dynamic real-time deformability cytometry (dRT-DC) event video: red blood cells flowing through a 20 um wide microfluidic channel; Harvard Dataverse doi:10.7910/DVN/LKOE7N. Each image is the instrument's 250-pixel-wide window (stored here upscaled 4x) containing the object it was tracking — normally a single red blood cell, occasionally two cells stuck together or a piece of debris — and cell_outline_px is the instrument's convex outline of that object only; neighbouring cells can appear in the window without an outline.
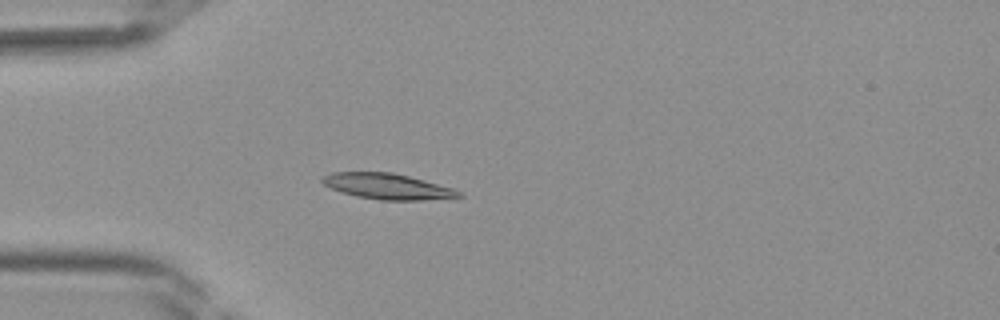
{"species": "Egyptian fruit bat (a non-hibernating species)", "species_latin": "Rousettus aegyptiacus", "temperature_condition": "room temperature", "stored_images_in_passage": 33, "camera_frame_rate_fps": 3000, "um_per_image_px": 0.085, "frame": {"image": 1, "passage_image": 6, "time_ms": 1.667, "image_size_px": [1000, 320], "cell_outline_px": [[464, 196], [420, 200], [380, 200], [356, 196], [332, 188], [324, 184], [320, 180], [320, 176], [332, 172], [392, 172], [456, 188]], "centroid_in_image_um": [32.93, 15.83], "position_along_channel_um": 52.1, "area_um2": 20.4}}
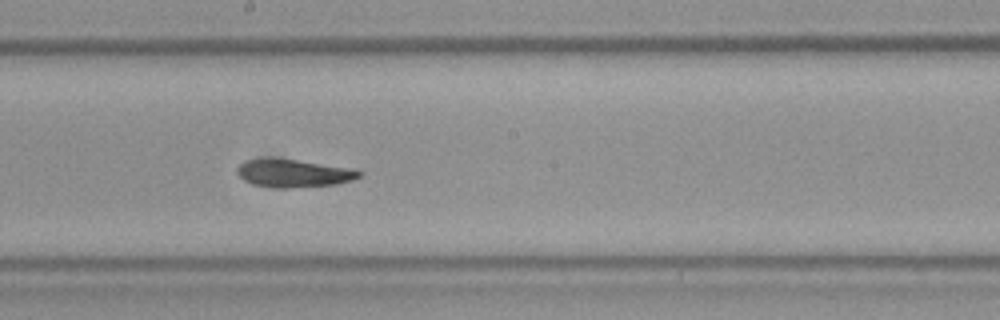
{"frame": {"image": 2, "passage_image": 17, "time_ms": 5.333, "image_size_px": [1000, 320], "cell_outline_px": [[364, 172], [360, 176], [352, 180], [336, 184], [288, 188], [284, 188], [252, 184], [244, 180], [236, 172], [236, 168], [244, 160], [296, 160], [356, 168]], "centroid_in_image_um": [25.03, 14.74], "position_along_channel_um": 223.2, "area_um2": 19.48}}
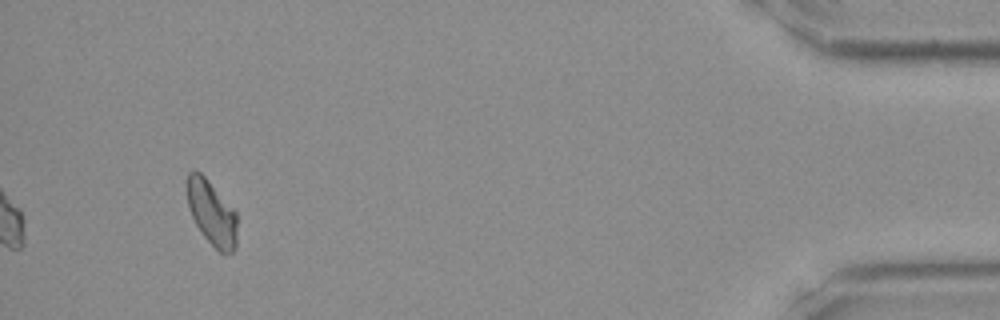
{"frame": {"image": 3, "passage_image": 33, "time_ms": 10.667, "image_size_px": [1000, 320], "cell_outline_px": [[236, 244], [232, 252], [220, 252], [200, 232], [188, 208], [184, 184], [188, 172], [200, 172], [208, 180], [236, 212]], "centroid_in_image_um": [17.94, 18.05], "position_along_channel_um": 417.3, "area_um2": 18.84}}